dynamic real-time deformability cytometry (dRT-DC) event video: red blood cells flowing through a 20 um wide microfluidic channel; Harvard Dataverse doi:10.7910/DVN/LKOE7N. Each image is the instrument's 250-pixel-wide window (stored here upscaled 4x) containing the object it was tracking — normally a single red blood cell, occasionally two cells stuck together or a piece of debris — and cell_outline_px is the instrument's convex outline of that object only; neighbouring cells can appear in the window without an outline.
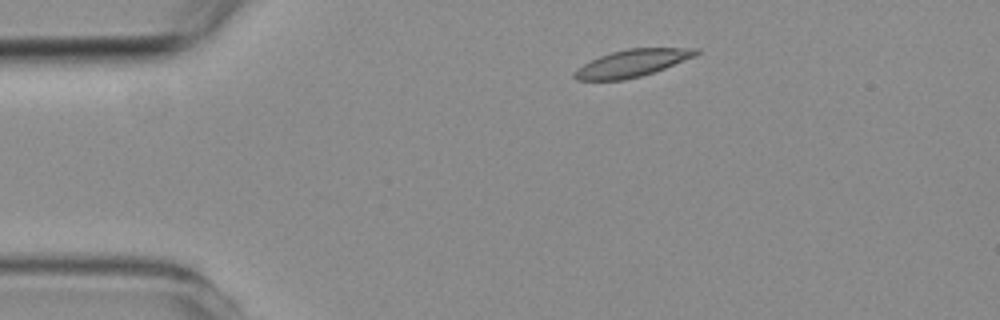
{"species": "common noctule bat (a hibernating species)", "species_latin": "Nyctalus noctula", "temperature_condition": "room temperature", "stored_images_in_passage": 4, "camera_frame_rate_fps": 3000, "um_per_image_px": 0.085, "animal": {"sex": "female", "body_mass_g": 19.3, "forearm_length_mm": 54.1}, "frame": {"image": 1, "passage_image": 1, "time_ms": 0.0, "image_size_px": [1000, 320], "cell_outline_px": [[700, 52], [696, 56], [664, 68], [640, 76], [624, 80], [576, 80], [572, 76], [572, 72], [584, 64], [600, 56], [612, 52], [628, 48], [700, 48]], "centroid_in_image_um": [53.73, 5.37], "position_along_channel_um": 31.3, "area_um2": 19.13}}
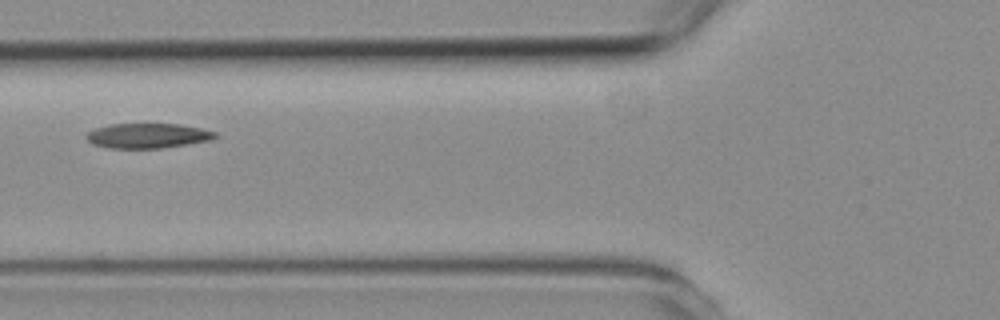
{"frame": {"image": 2, "passage_image": 3, "time_ms": 3.333, "image_size_px": [1000, 320], "cell_outline_px": [[220, 136], [212, 140], [188, 144], [160, 148], [108, 148], [92, 144], [84, 136], [88, 132], [96, 128], [108, 124], [180, 124], [200, 128], [216, 132]], "centroid_in_image_um": [12.57, 11.54], "position_along_channel_um": 113.2, "area_um2": 18.79}}
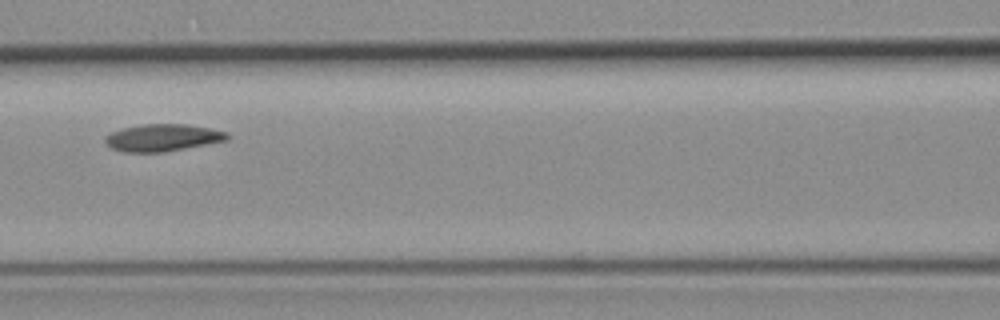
{"frame": {"image": 3, "passage_image": 4, "time_ms": 4.333, "image_size_px": [1000, 320], "cell_outline_px": [[228, 140], [164, 152], [124, 152], [112, 148], [104, 140], [104, 136], [112, 132], [124, 128], [144, 124], [188, 124], [228, 132]], "centroid_in_image_um": [13.83, 11.7], "position_along_channel_um": 152.8, "area_um2": 19.13}}